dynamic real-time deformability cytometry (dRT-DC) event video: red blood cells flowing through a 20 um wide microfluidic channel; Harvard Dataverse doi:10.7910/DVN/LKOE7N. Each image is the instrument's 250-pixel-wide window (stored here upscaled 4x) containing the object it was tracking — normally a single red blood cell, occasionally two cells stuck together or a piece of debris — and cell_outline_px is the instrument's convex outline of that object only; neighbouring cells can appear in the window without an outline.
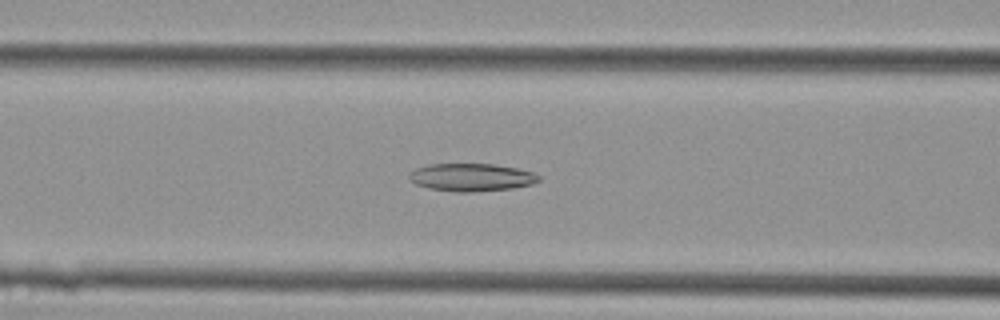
{"species": "Egyptian fruit bat (a non-hibernating species)", "species_latin": "Rousettus aegyptiacus", "temperature_condition": "cold", "stored_images_in_passage": 35, "camera_frame_rate_fps": 3000, "um_per_image_px": 0.085, "animal": {"sex": "female"}, "frame": {"image": 1, "passage_image": 17, "time_ms": 5.333, "image_size_px": [1000, 320], "cell_outline_px": [[540, 180], [532, 184], [512, 188], [468, 192], [456, 192], [428, 188], [416, 184], [408, 176], [416, 168], [428, 164], [492, 164], [516, 168], [532, 172], [540, 176]], "centroid_in_image_um": [40.07, 15.07], "position_along_channel_um": 126.5, "area_um2": 20.75}}
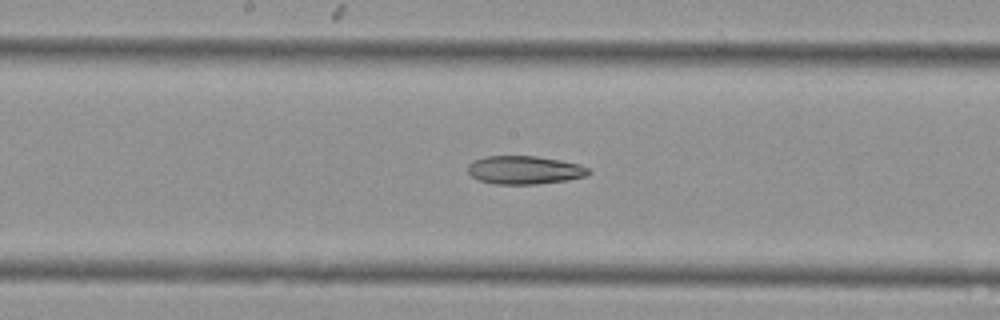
{"frame": {"image": 2, "passage_image": 22, "time_ms": 7.0, "image_size_px": [1000, 320], "cell_outline_px": [[592, 172], [588, 176], [568, 180], [536, 184], [496, 184], [480, 180], [472, 176], [468, 172], [468, 164], [472, 160], [484, 156], [536, 156], [560, 160], [580, 164], [588, 168]], "centroid_in_image_um": [44.6, 14.44], "position_along_channel_um": 203.6, "area_um2": 20.06}}
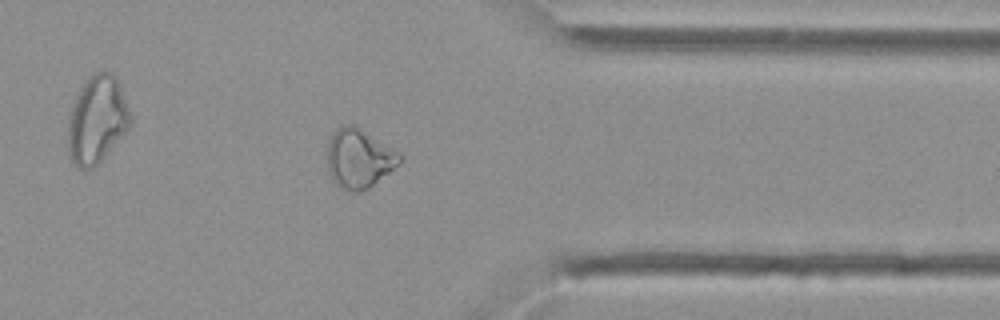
{"frame": {"image": 3, "passage_image": 34, "time_ms": 11.0, "image_size_px": [1000, 320], "cell_outline_px": [[400, 164], [368, 188], [360, 192], [352, 192], [340, 188], [332, 180], [328, 172], [328, 144], [332, 136], [344, 124], [352, 124], [400, 152]], "centroid_in_image_um": [30.51, 13.5], "position_along_channel_um": 380.9, "area_um2": 24.62}}